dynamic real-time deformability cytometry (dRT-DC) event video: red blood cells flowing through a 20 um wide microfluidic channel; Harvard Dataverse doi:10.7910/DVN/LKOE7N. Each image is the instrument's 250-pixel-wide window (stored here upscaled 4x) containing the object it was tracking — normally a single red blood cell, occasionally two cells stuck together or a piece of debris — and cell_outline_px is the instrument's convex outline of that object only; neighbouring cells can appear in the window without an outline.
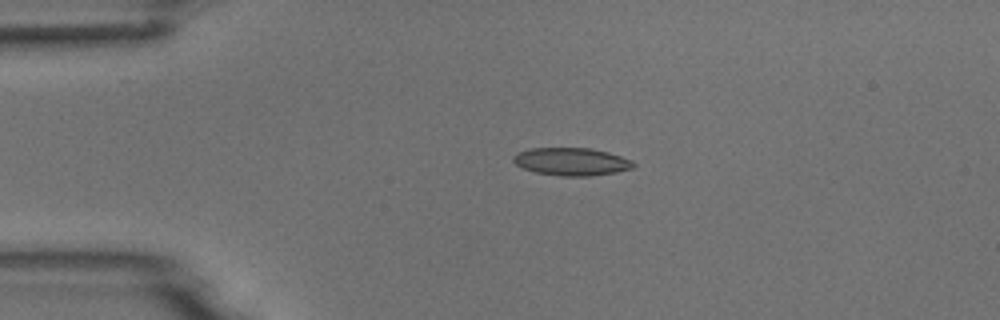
{"species": "common noctule bat (a hibernating species)", "species_latin": "Nyctalus noctula", "temperature_condition": "room temperature", "stored_images_in_passage": 5, "camera_frame_rate_fps": 3000, "um_per_image_px": 0.085, "animal": {"sex": "male", "body_mass_g": 18.8}, "frame": {"image": 1, "passage_image": 4, "time_ms": 1.0, "image_size_px": [1000, 320], "cell_outline_px": [[636, 164], [632, 168], [616, 172], [588, 176], [560, 176], [536, 172], [524, 168], [516, 164], [512, 160], [512, 156], [516, 152], [532, 148], [588, 148], [608, 152], [632, 160]], "centroid_in_image_um": [48.56, 13.73], "position_along_channel_um": 36.4, "area_um2": 19.36}}